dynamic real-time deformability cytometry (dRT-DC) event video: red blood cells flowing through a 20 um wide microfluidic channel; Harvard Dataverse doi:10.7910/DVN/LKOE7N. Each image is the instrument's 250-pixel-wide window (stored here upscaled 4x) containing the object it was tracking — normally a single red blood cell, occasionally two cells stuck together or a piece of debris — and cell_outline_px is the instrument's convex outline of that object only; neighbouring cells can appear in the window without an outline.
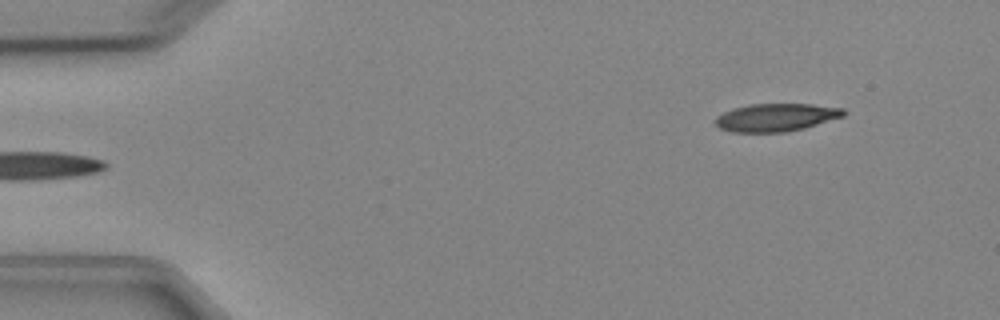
{"species": "Egyptian fruit bat (a non-hibernating species)", "species_latin": "Rousettus aegyptiacus", "temperature_condition": "cold", "stored_images_in_passage": 5, "segment_of_instrument_passage": [2, 2], "camera_frame_rate_fps": 3000, "um_per_image_px": 0.085, "animal": {"sex": "female"}, "frame": {"image": 1, "passage_image": 5, "time_ms": 5.333, "image_size_px": [1000, 320], "cell_outline_px": [[848, 112], [844, 116], [804, 128], [784, 132], [732, 132], [720, 128], [712, 120], [716, 116], [732, 108], [748, 104], [812, 104], [844, 108]], "centroid_in_image_um": [65.96, 9.97], "position_along_channel_um": 19.0, "area_um2": 20.98}}